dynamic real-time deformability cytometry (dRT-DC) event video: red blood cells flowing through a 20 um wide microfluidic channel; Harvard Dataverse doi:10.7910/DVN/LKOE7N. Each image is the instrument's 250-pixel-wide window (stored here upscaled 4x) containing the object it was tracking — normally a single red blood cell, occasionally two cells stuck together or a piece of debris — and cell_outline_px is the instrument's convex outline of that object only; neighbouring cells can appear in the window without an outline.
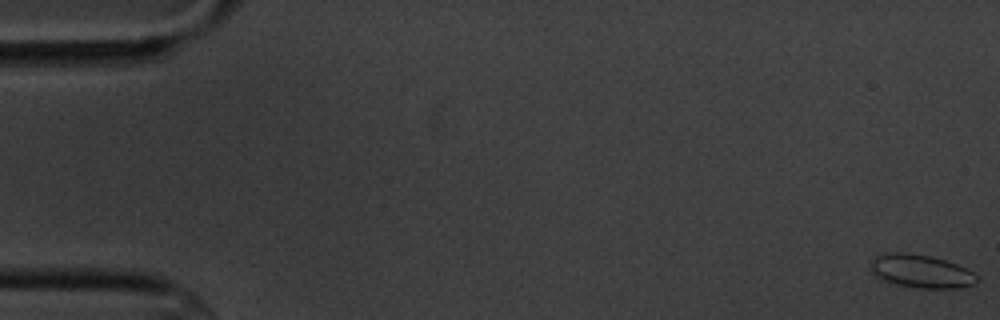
{"species": "common noctule bat (a hibernating species)", "species_latin": "Nyctalus noctula", "temperature_condition": "cold", "stored_images_in_passage": 5, "camera_frame_rate_fps": 3000, "um_per_image_px": 0.085, "animal": {"sex": "male", "body_mass_g": 20.1, "forearm_length_mm": 53.5}, "frame": {"image": 1, "passage_image": 1, "time_ms": 0.0, "image_size_px": [1000, 320], "cell_outline_px": [[976, 284], [960, 288], [916, 288], [896, 284], [880, 280], [868, 268], [868, 264], [872, 256], [884, 252], [904, 252], [928, 256], [944, 260], [956, 264], [972, 272], [976, 276]], "centroid_in_image_um": [78.17, 23.05], "position_along_channel_um": 6.8, "area_um2": 20.87}}
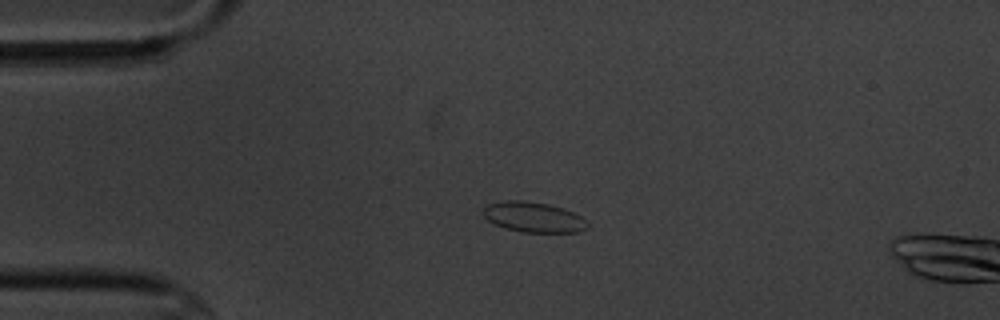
{"frame": {"image": 2, "passage_image": 4, "time_ms": 4.333, "image_size_px": [1000, 320], "cell_outline_px": [[588, 228], [580, 232], [520, 232], [504, 228], [488, 220], [484, 216], [484, 208], [488, 204], [504, 200], [524, 200], [548, 204], [564, 208], [580, 216], [588, 224]], "centroid_in_image_um": [45.35, 18.45], "position_along_channel_um": 39.6, "area_um2": 18.38}}